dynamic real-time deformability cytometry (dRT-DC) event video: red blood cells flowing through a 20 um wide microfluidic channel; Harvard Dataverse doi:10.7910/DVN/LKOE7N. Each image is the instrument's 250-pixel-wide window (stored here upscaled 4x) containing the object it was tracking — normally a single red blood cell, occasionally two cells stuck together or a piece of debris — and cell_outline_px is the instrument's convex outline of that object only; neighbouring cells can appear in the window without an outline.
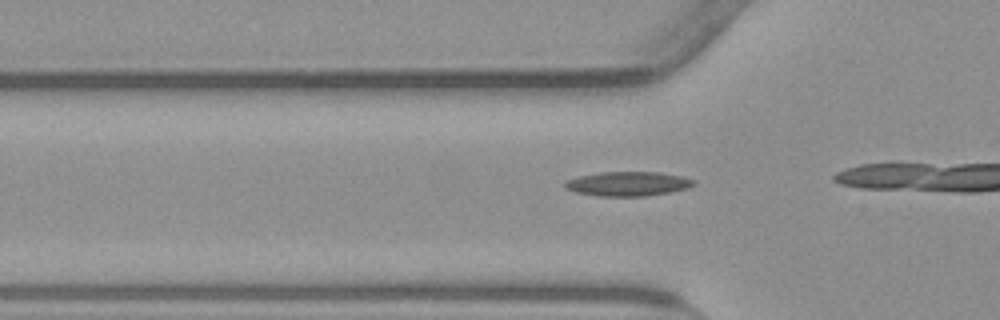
{"species": "common noctule bat (a hibernating species)", "species_latin": "Nyctalus noctula", "temperature_condition": "warm", "stored_images_in_passage": 16, "camera_frame_rate_fps": 3000, "um_per_image_px": 0.085, "animal": {"sex": "male", "body_mass_g": 23.1, "forearm_length_mm": 52.7}, "frame": {"image": 1, "passage_image": 13, "time_ms": 4.0, "image_size_px": [1000, 320], "cell_outline_px": [[696, 184], [688, 188], [668, 192], [644, 196], [596, 196], [576, 192], [564, 188], [564, 180], [580, 176], [600, 172], [660, 172], [680, 176], [696, 180]], "centroid_in_image_um": [53.35, 15.62], "position_along_channel_um": 72.5, "area_um2": 18.32}}